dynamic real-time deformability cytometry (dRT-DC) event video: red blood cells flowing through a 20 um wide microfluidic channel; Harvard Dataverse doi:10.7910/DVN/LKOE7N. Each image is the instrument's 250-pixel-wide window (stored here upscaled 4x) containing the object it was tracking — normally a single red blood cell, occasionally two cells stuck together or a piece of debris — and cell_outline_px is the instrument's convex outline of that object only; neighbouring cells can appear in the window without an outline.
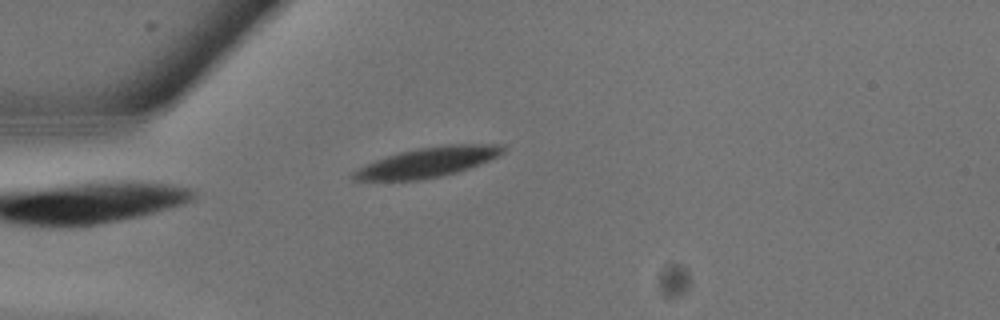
{"species": "common noctule bat (a hibernating species)", "species_latin": "Nyctalus noctula", "temperature_condition": "warm", "stored_images_in_passage": 10, "camera_frame_rate_fps": 3000, "um_per_image_px": 0.085, "animal": {"sex": "male", "body_mass_g": 13.3}, "frame": {"image": 1, "passage_image": 1, "time_ms": 0.0, "image_size_px": [1000, 320], "cell_outline_px": [[508, 148], [504, 152], [480, 164], [456, 172], [440, 176], [416, 180], [352, 180], [352, 172], [376, 160], [400, 152], [416, 148], [448, 144], [504, 144]], "centroid_in_image_um": [36.41, 13.77], "position_along_channel_um": 48.6, "area_um2": 25.66}}
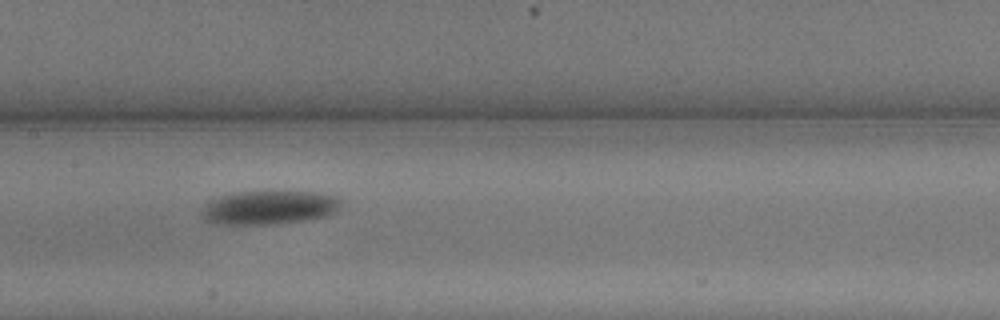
{"frame": {"image": 2, "passage_image": 7, "time_ms": 2.0, "image_size_px": [1000, 320], "cell_outline_px": [[344, 200], [340, 208], [336, 212], [324, 216], [304, 220], [280, 224], [212, 224], [204, 220], [200, 212], [208, 200], [220, 196], [236, 192], [260, 188], [320, 192], [340, 196]], "centroid_in_image_um": [22.91, 17.58], "position_along_channel_um": 184.5, "area_um2": 29.07}}
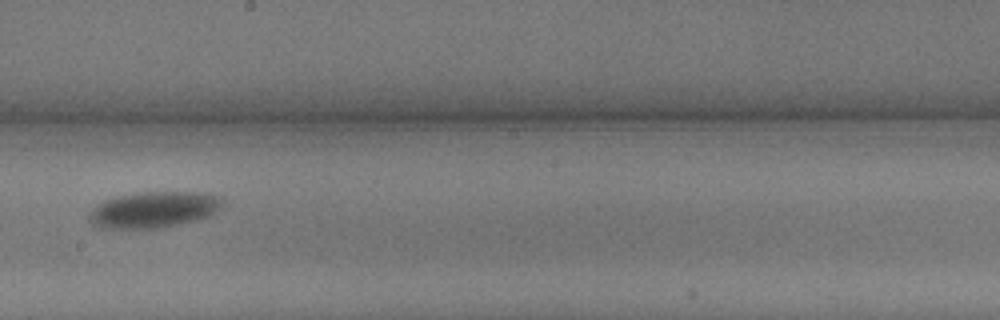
{"frame": {"image": 3, "passage_image": 9, "time_ms": 2.667, "image_size_px": [1000, 320], "cell_outline_px": [[224, 204], [212, 216], [200, 220], [156, 228], [100, 228], [92, 224], [88, 220], [88, 216], [96, 204], [104, 200], [116, 196], [144, 192], [196, 192], [220, 196], [224, 200]], "centroid_in_image_um": [13.1, 17.82], "position_along_channel_um": 235.1, "area_um2": 28.32}}